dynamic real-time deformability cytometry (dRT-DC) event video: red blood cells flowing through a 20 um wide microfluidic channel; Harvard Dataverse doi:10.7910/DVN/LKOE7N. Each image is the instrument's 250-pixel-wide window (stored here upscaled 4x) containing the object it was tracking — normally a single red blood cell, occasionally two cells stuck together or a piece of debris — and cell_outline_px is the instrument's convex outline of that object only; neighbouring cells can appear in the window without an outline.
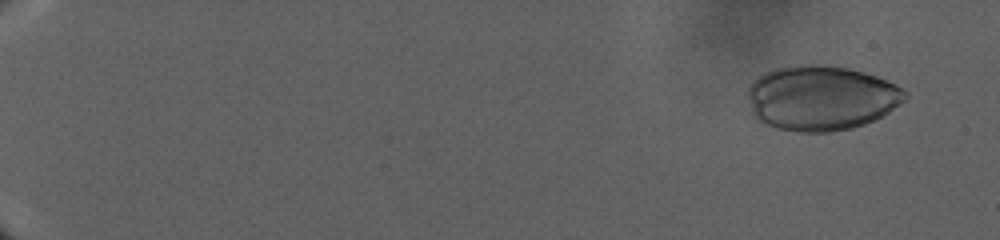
{"species": "human", "species_latin": "Homo sapiens", "temperature_condition": "warm", "stored_images_in_passage": 43, "camera_frame_rate_fps": 3000, "um_per_image_px": 0.085, "donor": {"sex": "male"}, "frame": {"image": 1, "passage_image": 4, "time_ms": 2.333, "image_size_px": [1000, 240], "cell_outline_px": [[908, 96], [900, 104], [888, 112], [864, 124], [852, 128], [832, 132], [796, 132], [776, 128], [756, 120], [752, 116], [748, 100], [748, 84], [752, 80], [764, 72], [776, 68], [800, 64], [828, 64], [848, 68], [864, 72], [876, 76], [896, 84], [908, 92]], "centroid_in_image_um": [69.76, 8.32], "position_along_channel_um": 15.2, "area_um2": 60.23}}
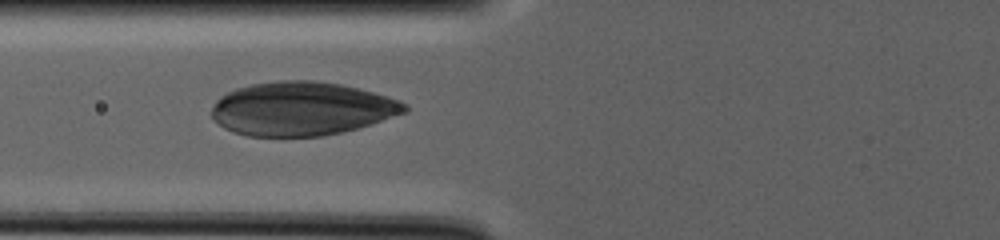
{"frame": {"image": 2, "passage_image": 23, "time_ms": 18.667, "image_size_px": [1000, 240], "cell_outline_px": [[408, 112], [344, 132], [320, 136], [248, 136], [232, 132], [224, 128], [212, 116], [212, 108], [216, 100], [220, 96], [236, 88], [252, 84], [276, 80], [316, 80], [340, 84], [372, 92], [400, 100], [408, 104]], "centroid_in_image_um": [25.64, 9.24], "position_along_channel_um": 100.2, "area_um2": 60.34}}
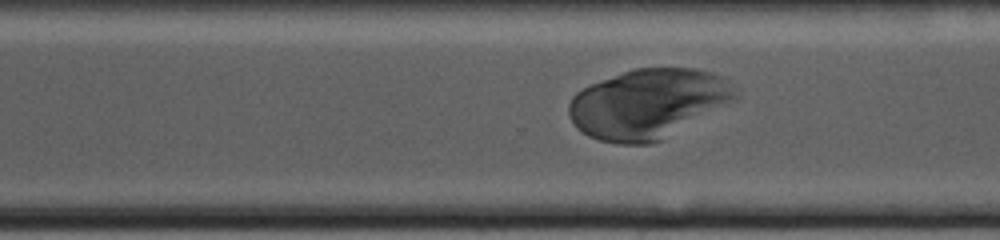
{"frame": {"image": 3, "passage_image": 37, "time_ms": 30.667, "image_size_px": [1000, 240], "cell_outline_px": [[740, 96], [736, 100], [660, 140], [652, 144], [616, 144], [600, 140], [588, 136], [576, 128], [568, 116], [568, 104], [572, 96], [576, 92], [592, 84], [624, 72], [636, 68], [696, 68], [720, 76], [740, 92]], "centroid_in_image_um": [55.07, 8.82], "position_along_channel_um": 315.5, "area_um2": 67.28}}